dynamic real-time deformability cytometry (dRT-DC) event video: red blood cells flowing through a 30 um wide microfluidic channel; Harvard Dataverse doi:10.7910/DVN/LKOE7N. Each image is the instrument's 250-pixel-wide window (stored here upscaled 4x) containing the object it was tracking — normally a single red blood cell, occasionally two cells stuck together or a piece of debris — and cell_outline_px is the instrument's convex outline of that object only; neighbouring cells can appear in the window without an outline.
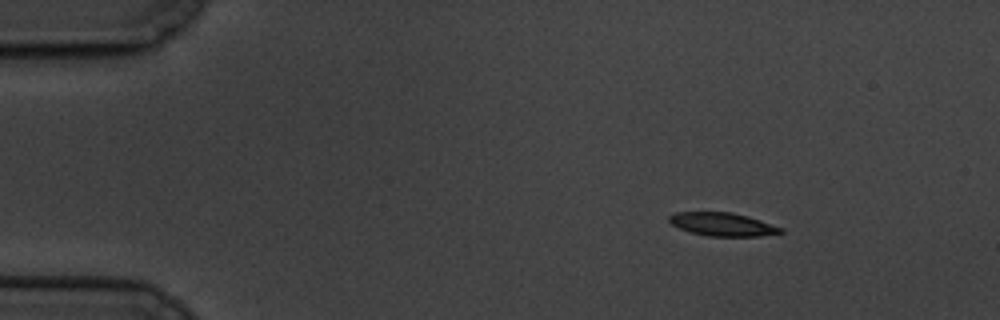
{"species": "common noctule bat (a hibernating species)", "species_latin": "Nyctalus noctula", "temperature_condition": "cold", "stored_images_in_passage": 6, "camera_frame_rate_fps": 3000, "um_per_image_px": 0.085, "animal": {"sex": "male", "body_mass_g": 19.5, "forearm_length_mm": 54.6}, "frame": {"image": 1, "passage_image": 2, "time_ms": 1.333, "image_size_px": [1000, 320], "cell_outline_px": [[784, 232], [760, 236], [708, 236], [688, 232], [672, 224], [668, 220], [668, 216], [676, 212], [732, 212], [748, 216], [784, 228]], "centroid_in_image_um": [61.42, 19.06], "position_along_channel_um": 23.6, "area_um2": 15.2}}
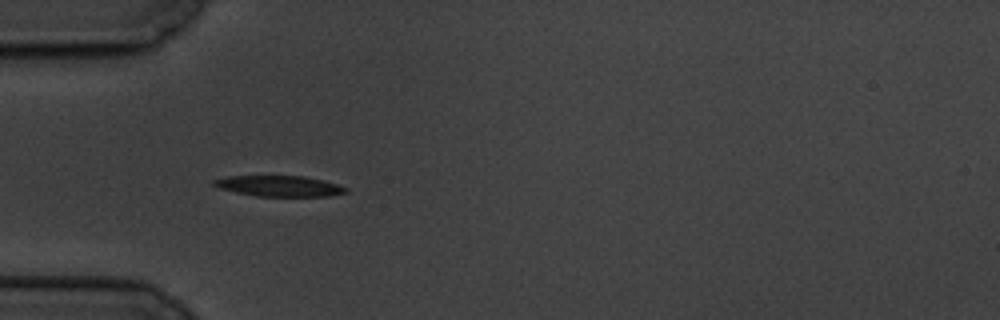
{"frame": {"image": 2, "passage_image": 5, "time_ms": 4.667, "image_size_px": [1000, 320], "cell_outline_px": [[348, 192], [332, 196], [256, 196], [236, 192], [220, 188], [212, 184], [212, 180], [228, 176], [304, 176], [336, 184], [348, 188]], "centroid_in_image_um": [23.74, 15.81], "position_along_channel_um": 61.3, "area_um2": 15.84}}
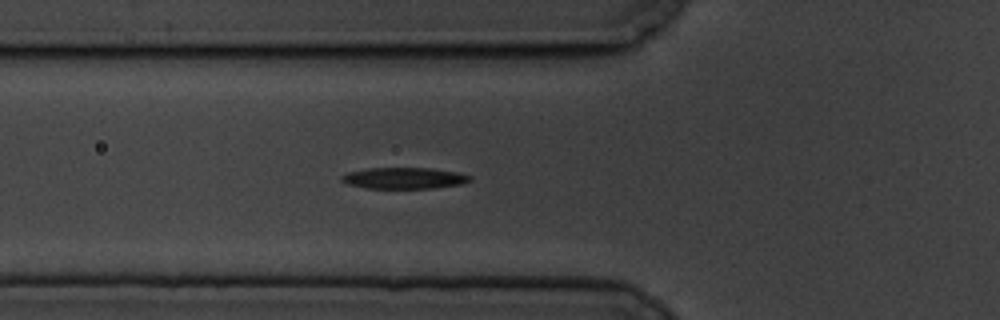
{"frame": {"image": 3, "passage_image": 6, "time_ms": 5.667, "image_size_px": [1000, 320], "cell_outline_px": [[472, 180], [460, 184], [432, 188], [368, 188], [348, 184], [340, 180], [340, 176], [348, 172], [368, 168], [432, 168], [456, 172], [472, 176]], "centroid_in_image_um": [34.34, 15.13], "position_along_channel_um": 91.5, "area_um2": 15.84}}